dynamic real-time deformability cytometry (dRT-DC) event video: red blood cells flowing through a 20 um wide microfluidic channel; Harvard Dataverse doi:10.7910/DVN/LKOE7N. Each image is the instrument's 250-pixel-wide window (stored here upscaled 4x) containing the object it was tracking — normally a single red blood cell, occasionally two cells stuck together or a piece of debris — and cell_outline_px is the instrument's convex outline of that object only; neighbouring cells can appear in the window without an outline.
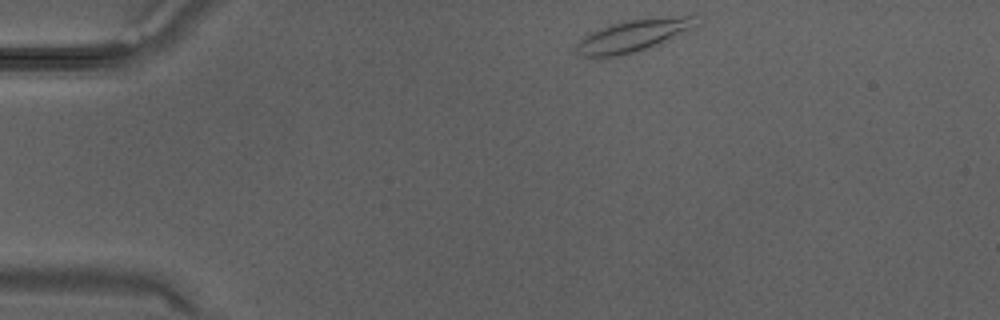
{"species": "Egyptian fruit bat (a non-hibernating species)", "species_latin": "Rousettus aegyptiacus", "temperature_condition": "warm", "stored_images_in_passage": 28, "camera_frame_rate_fps": 3000, "um_per_image_px": 0.085, "animal": {"sex": "male"}, "frame": {"image": 1, "passage_image": 1, "time_ms": 0.0, "image_size_px": [1000, 320], "cell_outline_px": [[696, 24], [660, 44], [632, 52], [616, 56], [580, 56], [576, 52], [576, 44], [584, 36], [600, 28], [612, 24], [632, 20], [680, 16], [696, 16]], "centroid_in_image_um": [53.75, 3.04], "position_along_channel_um": 31.3, "area_um2": 21.39}}
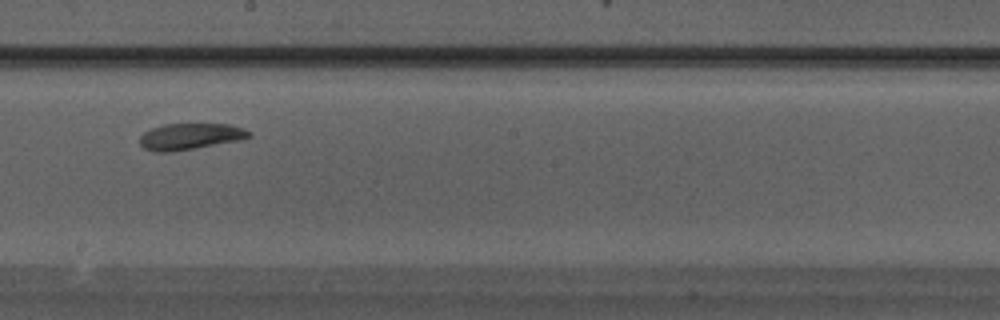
{"frame": {"image": 2, "passage_image": 14, "time_ms": 4.333, "image_size_px": [1000, 320], "cell_outline_px": [[252, 136], [240, 140], [172, 152], [156, 152], [144, 148], [140, 144], [140, 136], [144, 132], [152, 128], [164, 124], [228, 124], [244, 128], [252, 132]], "centroid_in_image_um": [16.18, 11.59], "position_along_channel_um": 232.0, "area_um2": 16.76}}
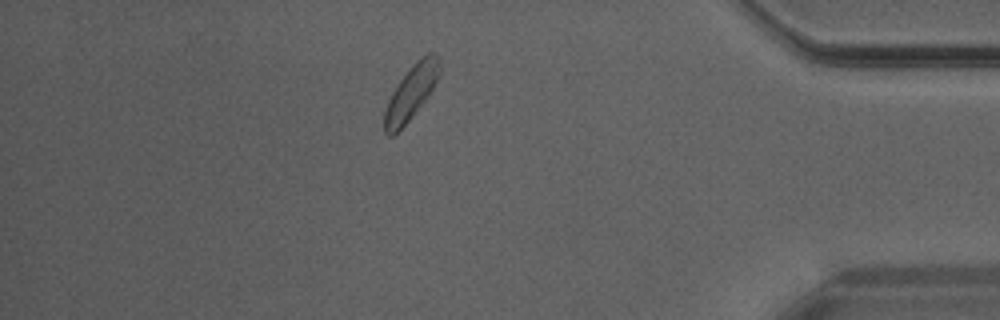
{"frame": {"image": 3, "passage_image": 24, "time_ms": 7.667, "image_size_px": [1000, 320], "cell_outline_px": [[440, 76], [428, 96], [408, 120], [392, 136], [388, 136], [384, 132], [384, 112], [388, 100], [392, 92], [400, 80], [416, 60], [428, 52], [436, 52], [440, 60]], "centroid_in_image_um": [34.97, 7.81], "position_along_channel_um": 400.2, "area_um2": 17.28}}